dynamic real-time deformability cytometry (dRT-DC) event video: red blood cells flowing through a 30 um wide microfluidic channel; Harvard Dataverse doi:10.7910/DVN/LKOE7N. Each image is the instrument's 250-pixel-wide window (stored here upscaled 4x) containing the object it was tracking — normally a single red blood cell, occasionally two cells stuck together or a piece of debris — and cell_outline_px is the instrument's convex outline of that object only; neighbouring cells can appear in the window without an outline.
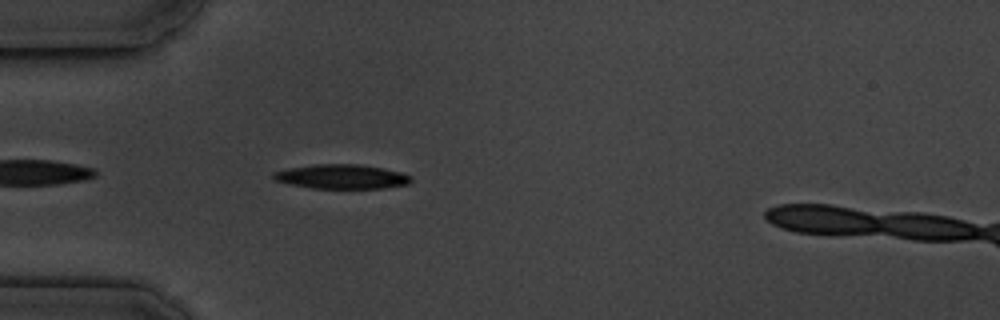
{"species": "common noctule bat (a hibernating species)", "species_latin": "Nyctalus noctula", "temperature_condition": "cold", "stored_images_in_passage": 5, "camera_frame_rate_fps": 3000, "um_per_image_px": 0.085, "animal": {"sex": "male", "body_mass_g": 19.5, "forearm_length_mm": 54.6}, "frame": {"image": 1, "passage_image": 5, "time_ms": 5.0, "image_size_px": [1000, 320], "cell_outline_px": [[412, 180], [408, 184], [384, 188], [312, 188], [272, 180], [272, 172], [288, 168], [316, 164], [360, 164], [384, 168], [400, 172], [412, 176]], "centroid_in_image_um": [29.04, 15.0], "position_along_channel_um": 56.0, "area_um2": 19.59}}